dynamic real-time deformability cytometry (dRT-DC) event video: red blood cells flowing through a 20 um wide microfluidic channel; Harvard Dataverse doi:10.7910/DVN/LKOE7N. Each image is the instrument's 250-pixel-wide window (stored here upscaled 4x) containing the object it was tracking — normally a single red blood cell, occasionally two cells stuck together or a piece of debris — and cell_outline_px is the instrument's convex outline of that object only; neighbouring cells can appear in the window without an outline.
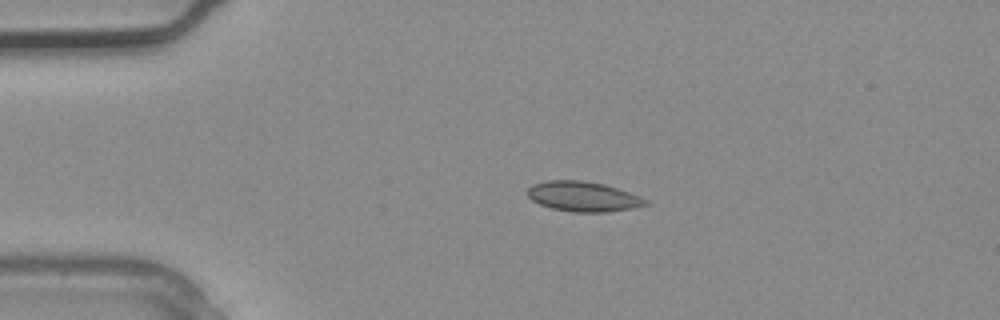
{"species": "common noctule bat (a hibernating species)", "species_latin": "Nyctalus noctula", "temperature_condition": "warm", "stored_images_in_passage": 2, "camera_frame_rate_fps": 3000, "um_per_image_px": 0.085, "animal": {"sex": "male", "body_mass_g": 20.4}, "frame": {"image": 1, "passage_image": 1, "time_ms": 0.0, "image_size_px": [1000, 320], "cell_outline_px": [[648, 204], [632, 208], [608, 212], [572, 212], [552, 208], [540, 204], [532, 200], [528, 196], [528, 188], [532, 184], [548, 180], [580, 180], [604, 184], [640, 196], [648, 200]], "centroid_in_image_um": [49.56, 16.7], "position_along_channel_um": 35.4, "area_um2": 20.52}}